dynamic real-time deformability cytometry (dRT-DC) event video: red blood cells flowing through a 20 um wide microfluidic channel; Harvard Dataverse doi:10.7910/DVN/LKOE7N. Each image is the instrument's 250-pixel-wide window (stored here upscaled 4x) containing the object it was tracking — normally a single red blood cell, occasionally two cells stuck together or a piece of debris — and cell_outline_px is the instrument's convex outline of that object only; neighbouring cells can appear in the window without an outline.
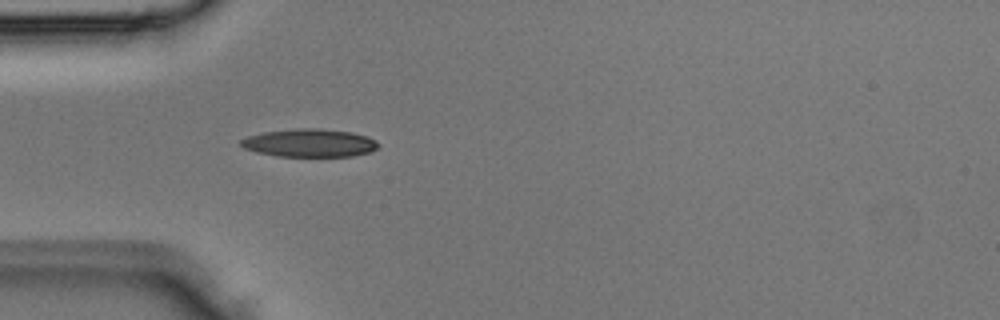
{"species": "Egyptian fruit bat (a non-hibernating species)", "species_latin": "Rousettus aegyptiacus", "temperature_condition": "room temperature", "stored_images_in_passage": 2, "camera_frame_rate_fps": 3000, "um_per_image_px": 0.085, "animal": {"sex": "male"}, "frame": {"image": 1, "passage_image": 2, "time_ms": 0.333, "image_size_px": [1000, 320], "cell_outline_px": [[380, 144], [372, 152], [352, 156], [276, 156], [256, 152], [244, 148], [240, 144], [240, 140], [248, 136], [264, 132], [296, 128], [316, 128], [352, 132], [368, 136], [376, 140]], "centroid_in_image_um": [26.34, 12.15], "position_along_channel_um": 58.7, "area_um2": 22.54}}